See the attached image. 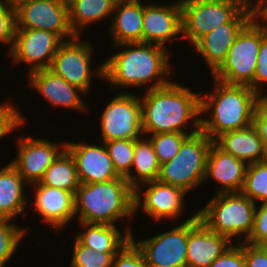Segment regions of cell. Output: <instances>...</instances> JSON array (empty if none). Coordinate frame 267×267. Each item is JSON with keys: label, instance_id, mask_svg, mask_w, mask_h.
<instances>
[{"label": "cell", "instance_id": "cell-10", "mask_svg": "<svg viewBox=\"0 0 267 267\" xmlns=\"http://www.w3.org/2000/svg\"><path fill=\"white\" fill-rule=\"evenodd\" d=\"M196 215L197 212L180 225L149 239L136 242L130 234V240L143 254L147 267H187L188 221Z\"/></svg>", "mask_w": 267, "mask_h": 267}, {"label": "cell", "instance_id": "cell-41", "mask_svg": "<svg viewBox=\"0 0 267 267\" xmlns=\"http://www.w3.org/2000/svg\"><path fill=\"white\" fill-rule=\"evenodd\" d=\"M267 84V34L262 29V39L259 47L256 70L254 73V92L261 94V83ZM260 85V86H259Z\"/></svg>", "mask_w": 267, "mask_h": 267}, {"label": "cell", "instance_id": "cell-46", "mask_svg": "<svg viewBox=\"0 0 267 267\" xmlns=\"http://www.w3.org/2000/svg\"><path fill=\"white\" fill-rule=\"evenodd\" d=\"M246 6H250L254 0H241Z\"/></svg>", "mask_w": 267, "mask_h": 267}, {"label": "cell", "instance_id": "cell-44", "mask_svg": "<svg viewBox=\"0 0 267 267\" xmlns=\"http://www.w3.org/2000/svg\"><path fill=\"white\" fill-rule=\"evenodd\" d=\"M10 1L13 4V6L15 7V9H16L19 5H22L24 3H28V2H31V1H35V0H10Z\"/></svg>", "mask_w": 267, "mask_h": 267}, {"label": "cell", "instance_id": "cell-47", "mask_svg": "<svg viewBox=\"0 0 267 267\" xmlns=\"http://www.w3.org/2000/svg\"><path fill=\"white\" fill-rule=\"evenodd\" d=\"M253 3H267V0H255Z\"/></svg>", "mask_w": 267, "mask_h": 267}, {"label": "cell", "instance_id": "cell-12", "mask_svg": "<svg viewBox=\"0 0 267 267\" xmlns=\"http://www.w3.org/2000/svg\"><path fill=\"white\" fill-rule=\"evenodd\" d=\"M64 41L58 34L47 30L16 29L9 55L16 64L21 62L31 65L28 74L49 69L54 55Z\"/></svg>", "mask_w": 267, "mask_h": 267}, {"label": "cell", "instance_id": "cell-27", "mask_svg": "<svg viewBox=\"0 0 267 267\" xmlns=\"http://www.w3.org/2000/svg\"><path fill=\"white\" fill-rule=\"evenodd\" d=\"M132 168L135 172L128 174L125 179L136 190L141 184L158 179L160 163L150 139L134 140Z\"/></svg>", "mask_w": 267, "mask_h": 267}, {"label": "cell", "instance_id": "cell-23", "mask_svg": "<svg viewBox=\"0 0 267 267\" xmlns=\"http://www.w3.org/2000/svg\"><path fill=\"white\" fill-rule=\"evenodd\" d=\"M214 143L224 152L247 164L267 160V150L263 147L253 125L223 133L214 140Z\"/></svg>", "mask_w": 267, "mask_h": 267}, {"label": "cell", "instance_id": "cell-26", "mask_svg": "<svg viewBox=\"0 0 267 267\" xmlns=\"http://www.w3.org/2000/svg\"><path fill=\"white\" fill-rule=\"evenodd\" d=\"M27 185L11 163L0 170V217L13 220L24 212L28 202L24 194Z\"/></svg>", "mask_w": 267, "mask_h": 267}, {"label": "cell", "instance_id": "cell-9", "mask_svg": "<svg viewBox=\"0 0 267 267\" xmlns=\"http://www.w3.org/2000/svg\"><path fill=\"white\" fill-rule=\"evenodd\" d=\"M100 125L102 142L141 138L143 129L140 98L123 91L114 96L103 110Z\"/></svg>", "mask_w": 267, "mask_h": 267}, {"label": "cell", "instance_id": "cell-13", "mask_svg": "<svg viewBox=\"0 0 267 267\" xmlns=\"http://www.w3.org/2000/svg\"><path fill=\"white\" fill-rule=\"evenodd\" d=\"M78 39L79 36H76L60 45L49 69L88 94L92 83V45L89 41Z\"/></svg>", "mask_w": 267, "mask_h": 267}, {"label": "cell", "instance_id": "cell-3", "mask_svg": "<svg viewBox=\"0 0 267 267\" xmlns=\"http://www.w3.org/2000/svg\"><path fill=\"white\" fill-rule=\"evenodd\" d=\"M213 81L212 93L200 96L201 114L211 116L200 119V130L214 141L223 133L252 125L259 94L248 85L226 84L215 78Z\"/></svg>", "mask_w": 267, "mask_h": 267}, {"label": "cell", "instance_id": "cell-11", "mask_svg": "<svg viewBox=\"0 0 267 267\" xmlns=\"http://www.w3.org/2000/svg\"><path fill=\"white\" fill-rule=\"evenodd\" d=\"M15 11L16 29L47 30L65 41L76 37L70 26L66 0H35L19 5Z\"/></svg>", "mask_w": 267, "mask_h": 267}, {"label": "cell", "instance_id": "cell-15", "mask_svg": "<svg viewBox=\"0 0 267 267\" xmlns=\"http://www.w3.org/2000/svg\"><path fill=\"white\" fill-rule=\"evenodd\" d=\"M144 185L147 189L143 192L142 199L141 190L145 187ZM187 194L189 193L182 188L162 183L159 180L141 184L135 190V212L142 207L144 214L146 213L156 221H161L162 218H177L184 211L182 209L185 206L183 199Z\"/></svg>", "mask_w": 267, "mask_h": 267}, {"label": "cell", "instance_id": "cell-39", "mask_svg": "<svg viewBox=\"0 0 267 267\" xmlns=\"http://www.w3.org/2000/svg\"><path fill=\"white\" fill-rule=\"evenodd\" d=\"M252 125L256 128L262 141L263 147L267 150V95H258Z\"/></svg>", "mask_w": 267, "mask_h": 267}, {"label": "cell", "instance_id": "cell-5", "mask_svg": "<svg viewBox=\"0 0 267 267\" xmlns=\"http://www.w3.org/2000/svg\"><path fill=\"white\" fill-rule=\"evenodd\" d=\"M255 211L256 203L241 192L221 193L215 194L197 215L211 231L230 240L237 236L240 243L252 232Z\"/></svg>", "mask_w": 267, "mask_h": 267}, {"label": "cell", "instance_id": "cell-6", "mask_svg": "<svg viewBox=\"0 0 267 267\" xmlns=\"http://www.w3.org/2000/svg\"><path fill=\"white\" fill-rule=\"evenodd\" d=\"M213 140L201 130L190 135L178 154L160 166V182L182 188L187 193L205 182L208 153Z\"/></svg>", "mask_w": 267, "mask_h": 267}, {"label": "cell", "instance_id": "cell-38", "mask_svg": "<svg viewBox=\"0 0 267 267\" xmlns=\"http://www.w3.org/2000/svg\"><path fill=\"white\" fill-rule=\"evenodd\" d=\"M252 245L267 247V202L256 206L254 226L249 238L244 241Z\"/></svg>", "mask_w": 267, "mask_h": 267}, {"label": "cell", "instance_id": "cell-24", "mask_svg": "<svg viewBox=\"0 0 267 267\" xmlns=\"http://www.w3.org/2000/svg\"><path fill=\"white\" fill-rule=\"evenodd\" d=\"M112 15H114V20L108 30L110 31L113 45L142 42V3H116Z\"/></svg>", "mask_w": 267, "mask_h": 267}, {"label": "cell", "instance_id": "cell-20", "mask_svg": "<svg viewBox=\"0 0 267 267\" xmlns=\"http://www.w3.org/2000/svg\"><path fill=\"white\" fill-rule=\"evenodd\" d=\"M35 190L34 209L49 225L59 231L72 218H75V194L63 189L42 185L40 182L31 184Z\"/></svg>", "mask_w": 267, "mask_h": 267}, {"label": "cell", "instance_id": "cell-8", "mask_svg": "<svg viewBox=\"0 0 267 267\" xmlns=\"http://www.w3.org/2000/svg\"><path fill=\"white\" fill-rule=\"evenodd\" d=\"M182 36L192 46L216 27L230 23L246 5L241 0H180Z\"/></svg>", "mask_w": 267, "mask_h": 267}, {"label": "cell", "instance_id": "cell-18", "mask_svg": "<svg viewBox=\"0 0 267 267\" xmlns=\"http://www.w3.org/2000/svg\"><path fill=\"white\" fill-rule=\"evenodd\" d=\"M251 19L252 11L246 6L230 23L216 27L193 45L204 58L211 74L225 61L236 36Z\"/></svg>", "mask_w": 267, "mask_h": 267}, {"label": "cell", "instance_id": "cell-1", "mask_svg": "<svg viewBox=\"0 0 267 267\" xmlns=\"http://www.w3.org/2000/svg\"><path fill=\"white\" fill-rule=\"evenodd\" d=\"M119 50L100 66L96 67L98 77L107 80L114 87H147V90L160 88L170 83L165 75L171 73L167 48L144 42L114 45ZM171 70V71H170ZM157 79V81H155ZM152 80V81H151Z\"/></svg>", "mask_w": 267, "mask_h": 267}, {"label": "cell", "instance_id": "cell-40", "mask_svg": "<svg viewBox=\"0 0 267 267\" xmlns=\"http://www.w3.org/2000/svg\"><path fill=\"white\" fill-rule=\"evenodd\" d=\"M209 267H246L242 242L238 246L232 244Z\"/></svg>", "mask_w": 267, "mask_h": 267}, {"label": "cell", "instance_id": "cell-21", "mask_svg": "<svg viewBox=\"0 0 267 267\" xmlns=\"http://www.w3.org/2000/svg\"><path fill=\"white\" fill-rule=\"evenodd\" d=\"M30 86L42 94L53 107L67 109L87 110L84 101L80 97L86 95L80 88L69 84L61 76L56 75L50 69H40L29 73Z\"/></svg>", "mask_w": 267, "mask_h": 267}, {"label": "cell", "instance_id": "cell-36", "mask_svg": "<svg viewBox=\"0 0 267 267\" xmlns=\"http://www.w3.org/2000/svg\"><path fill=\"white\" fill-rule=\"evenodd\" d=\"M26 119L14 105L5 103L0 105V139L7 136L12 131L22 127Z\"/></svg>", "mask_w": 267, "mask_h": 267}, {"label": "cell", "instance_id": "cell-16", "mask_svg": "<svg viewBox=\"0 0 267 267\" xmlns=\"http://www.w3.org/2000/svg\"><path fill=\"white\" fill-rule=\"evenodd\" d=\"M66 150L73 157L80 183H102L120 178L104 142L102 145L66 142Z\"/></svg>", "mask_w": 267, "mask_h": 267}, {"label": "cell", "instance_id": "cell-42", "mask_svg": "<svg viewBox=\"0 0 267 267\" xmlns=\"http://www.w3.org/2000/svg\"><path fill=\"white\" fill-rule=\"evenodd\" d=\"M246 267H267V247L242 242Z\"/></svg>", "mask_w": 267, "mask_h": 267}, {"label": "cell", "instance_id": "cell-43", "mask_svg": "<svg viewBox=\"0 0 267 267\" xmlns=\"http://www.w3.org/2000/svg\"><path fill=\"white\" fill-rule=\"evenodd\" d=\"M249 8L252 11V19L255 20L267 34V3H252Z\"/></svg>", "mask_w": 267, "mask_h": 267}, {"label": "cell", "instance_id": "cell-4", "mask_svg": "<svg viewBox=\"0 0 267 267\" xmlns=\"http://www.w3.org/2000/svg\"><path fill=\"white\" fill-rule=\"evenodd\" d=\"M75 216L80 222L115 225L135 215V189L124 177L82 184L75 192Z\"/></svg>", "mask_w": 267, "mask_h": 267}, {"label": "cell", "instance_id": "cell-31", "mask_svg": "<svg viewBox=\"0 0 267 267\" xmlns=\"http://www.w3.org/2000/svg\"><path fill=\"white\" fill-rule=\"evenodd\" d=\"M192 134L165 132L148 136L160 165L173 159L179 152L182 143Z\"/></svg>", "mask_w": 267, "mask_h": 267}, {"label": "cell", "instance_id": "cell-30", "mask_svg": "<svg viewBox=\"0 0 267 267\" xmlns=\"http://www.w3.org/2000/svg\"><path fill=\"white\" fill-rule=\"evenodd\" d=\"M241 193L255 203L267 202V160L248 164Z\"/></svg>", "mask_w": 267, "mask_h": 267}, {"label": "cell", "instance_id": "cell-14", "mask_svg": "<svg viewBox=\"0 0 267 267\" xmlns=\"http://www.w3.org/2000/svg\"><path fill=\"white\" fill-rule=\"evenodd\" d=\"M17 158L10 163L28 183L40 182L47 168L66 149V142L56 144L48 139L23 136L18 138Z\"/></svg>", "mask_w": 267, "mask_h": 267}, {"label": "cell", "instance_id": "cell-2", "mask_svg": "<svg viewBox=\"0 0 267 267\" xmlns=\"http://www.w3.org/2000/svg\"><path fill=\"white\" fill-rule=\"evenodd\" d=\"M140 101L144 135L165 132L195 134L200 131V95L188 87L172 81L166 86L146 90ZM190 120L194 128L187 132L184 127Z\"/></svg>", "mask_w": 267, "mask_h": 267}, {"label": "cell", "instance_id": "cell-19", "mask_svg": "<svg viewBox=\"0 0 267 267\" xmlns=\"http://www.w3.org/2000/svg\"><path fill=\"white\" fill-rule=\"evenodd\" d=\"M232 242L226 236L211 231L196 215L188 221L187 267H209Z\"/></svg>", "mask_w": 267, "mask_h": 267}, {"label": "cell", "instance_id": "cell-34", "mask_svg": "<svg viewBox=\"0 0 267 267\" xmlns=\"http://www.w3.org/2000/svg\"><path fill=\"white\" fill-rule=\"evenodd\" d=\"M73 256L69 267H112L117 253H101L74 239Z\"/></svg>", "mask_w": 267, "mask_h": 267}, {"label": "cell", "instance_id": "cell-37", "mask_svg": "<svg viewBox=\"0 0 267 267\" xmlns=\"http://www.w3.org/2000/svg\"><path fill=\"white\" fill-rule=\"evenodd\" d=\"M112 267H147V264L141 251L129 240L115 255Z\"/></svg>", "mask_w": 267, "mask_h": 267}, {"label": "cell", "instance_id": "cell-29", "mask_svg": "<svg viewBox=\"0 0 267 267\" xmlns=\"http://www.w3.org/2000/svg\"><path fill=\"white\" fill-rule=\"evenodd\" d=\"M40 183L49 187L70 191L75 194L80 186V181L75 161L66 149L47 168Z\"/></svg>", "mask_w": 267, "mask_h": 267}, {"label": "cell", "instance_id": "cell-22", "mask_svg": "<svg viewBox=\"0 0 267 267\" xmlns=\"http://www.w3.org/2000/svg\"><path fill=\"white\" fill-rule=\"evenodd\" d=\"M248 164L224 152L214 142L210 147L206 166L205 181L214 179L220 189L216 194L239 193L242 190Z\"/></svg>", "mask_w": 267, "mask_h": 267}, {"label": "cell", "instance_id": "cell-17", "mask_svg": "<svg viewBox=\"0 0 267 267\" xmlns=\"http://www.w3.org/2000/svg\"><path fill=\"white\" fill-rule=\"evenodd\" d=\"M179 34H182L180 1L167 5L143 4L142 42L168 48L165 43Z\"/></svg>", "mask_w": 267, "mask_h": 267}, {"label": "cell", "instance_id": "cell-32", "mask_svg": "<svg viewBox=\"0 0 267 267\" xmlns=\"http://www.w3.org/2000/svg\"><path fill=\"white\" fill-rule=\"evenodd\" d=\"M116 172L121 177L131 174L134 154V140H110L104 142Z\"/></svg>", "mask_w": 267, "mask_h": 267}, {"label": "cell", "instance_id": "cell-25", "mask_svg": "<svg viewBox=\"0 0 267 267\" xmlns=\"http://www.w3.org/2000/svg\"><path fill=\"white\" fill-rule=\"evenodd\" d=\"M85 229L75 235L82 245L101 253H118L130 240L132 230L127 228L125 235L119 231L116 225L79 222Z\"/></svg>", "mask_w": 267, "mask_h": 267}, {"label": "cell", "instance_id": "cell-7", "mask_svg": "<svg viewBox=\"0 0 267 267\" xmlns=\"http://www.w3.org/2000/svg\"><path fill=\"white\" fill-rule=\"evenodd\" d=\"M262 28L251 19L238 33L225 61L212 77L226 84L248 85L254 91Z\"/></svg>", "mask_w": 267, "mask_h": 267}, {"label": "cell", "instance_id": "cell-33", "mask_svg": "<svg viewBox=\"0 0 267 267\" xmlns=\"http://www.w3.org/2000/svg\"><path fill=\"white\" fill-rule=\"evenodd\" d=\"M11 219L0 217V267H4L13 256L26 229L11 223Z\"/></svg>", "mask_w": 267, "mask_h": 267}, {"label": "cell", "instance_id": "cell-45", "mask_svg": "<svg viewBox=\"0 0 267 267\" xmlns=\"http://www.w3.org/2000/svg\"><path fill=\"white\" fill-rule=\"evenodd\" d=\"M116 3H121V2H139L141 3V0H114Z\"/></svg>", "mask_w": 267, "mask_h": 267}, {"label": "cell", "instance_id": "cell-35", "mask_svg": "<svg viewBox=\"0 0 267 267\" xmlns=\"http://www.w3.org/2000/svg\"><path fill=\"white\" fill-rule=\"evenodd\" d=\"M16 11L10 0H0V42L10 44L9 54L14 44Z\"/></svg>", "mask_w": 267, "mask_h": 267}, {"label": "cell", "instance_id": "cell-28", "mask_svg": "<svg viewBox=\"0 0 267 267\" xmlns=\"http://www.w3.org/2000/svg\"><path fill=\"white\" fill-rule=\"evenodd\" d=\"M70 26L76 36L82 28L111 15L116 2L114 0H66Z\"/></svg>", "mask_w": 267, "mask_h": 267}]
</instances>
